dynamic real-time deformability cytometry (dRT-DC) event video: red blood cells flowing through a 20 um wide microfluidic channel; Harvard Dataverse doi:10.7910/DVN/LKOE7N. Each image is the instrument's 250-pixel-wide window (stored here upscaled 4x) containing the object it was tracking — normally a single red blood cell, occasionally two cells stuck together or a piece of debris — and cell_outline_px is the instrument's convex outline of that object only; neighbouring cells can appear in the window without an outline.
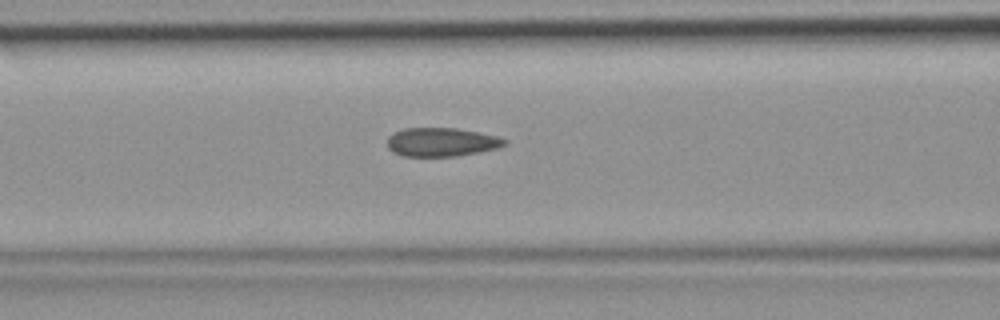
{"species": "common noctule bat (a hibernating species)", "species_latin": "Nyctalus noctula", "temperature_condition": "room temperature", "stored_images_in_passage": 43, "camera_frame_rate_fps": 3000, "um_per_image_px": 0.085, "animal": {"sex": "female", "body_mass_g": 19.9}, "frame": {"image": 1, "passage_image": 17, "time_ms": 5.333, "image_size_px": [1000, 320], "cell_outline_px": [[508, 144], [496, 148], [456, 156], [404, 156], [392, 152], [388, 148], [388, 136], [392, 132], [404, 128], [456, 128], [480, 132], [500, 136], [508, 140]], "centroid_in_image_um": [37.53, 12.06], "position_along_channel_um": 129.1, "area_um2": 19.77}}
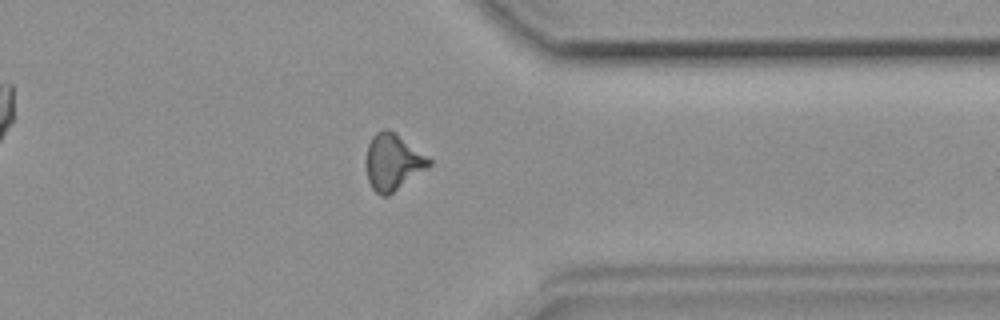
{"frame": {"image": 2, "passage_image": 34, "time_ms": 11.0, "image_size_px": [1000, 320], "cell_outline_px": [[432, 164], [428, 168], [388, 196], [380, 196], [372, 188], [368, 180], [368, 144], [372, 136], [376, 132], [384, 128], [388, 128], [396, 132], [432, 160]], "centroid_in_image_um": [33.43, 13.76], "position_along_channel_um": 378.0, "area_um2": 20.52}}
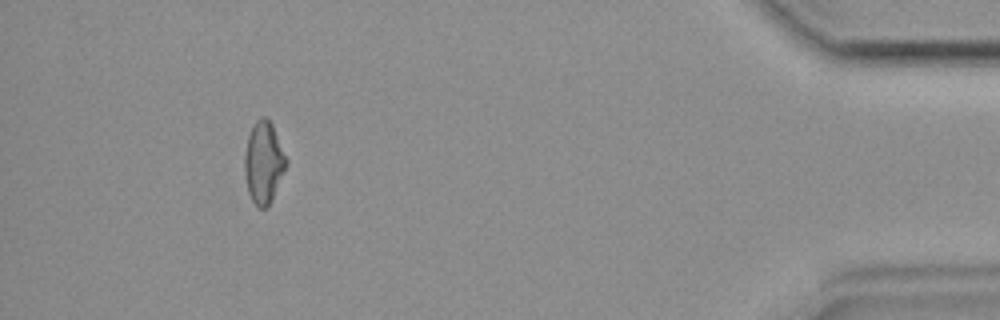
{"frame": {"image": 3, "passage_image": 40, "time_ms": 13.0, "image_size_px": [1000, 320], "cell_outline_px": [[288, 164], [272, 200], [268, 208], [260, 208], [252, 200], [248, 192], [244, 172], [244, 156], [248, 136], [252, 124], [260, 116], [264, 116], [272, 124], [288, 160]], "centroid_in_image_um": [22.41, 13.81], "position_along_channel_um": 412.8, "area_um2": 20.06}}